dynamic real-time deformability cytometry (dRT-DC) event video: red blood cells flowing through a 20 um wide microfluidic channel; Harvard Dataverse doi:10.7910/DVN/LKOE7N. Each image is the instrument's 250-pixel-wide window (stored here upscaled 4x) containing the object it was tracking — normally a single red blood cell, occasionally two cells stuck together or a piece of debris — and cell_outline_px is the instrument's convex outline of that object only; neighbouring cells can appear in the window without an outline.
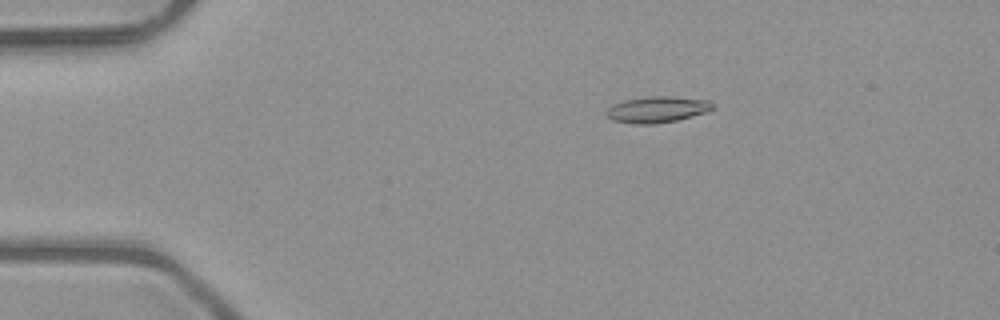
{"species": "common noctule bat (a hibernating species)", "species_latin": "Nyctalus noctula", "temperature_condition": "room temperature", "stored_images_in_passage": 7, "camera_frame_rate_fps": 3000, "um_per_image_px": 0.085, "animal": {"sex": "male", "body_mass_g": 23.1, "forearm_length_mm": 52.7}, "frame": {"image": 1, "passage_image": 3, "time_ms": 0.667, "image_size_px": [1000, 320], "cell_outline_px": [[716, 108], [708, 112], [676, 120], [656, 124], [636, 124], [612, 120], [604, 112], [612, 104], [624, 100], [652, 96], [668, 96], [708, 100]], "centroid_in_image_um": [55.86, 9.31], "position_along_channel_um": 29.1, "area_um2": 16.24}}
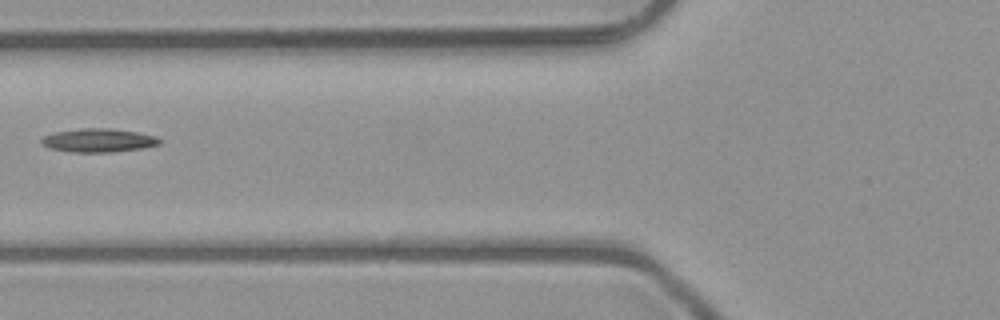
{"frame": {"image": 2, "passage_image": 6, "time_ms": 1.667, "image_size_px": [1000, 320], "cell_outline_px": [[160, 144], [140, 148], [112, 152], [72, 152], [48, 148], [40, 140], [44, 136], [56, 132], [84, 128], [108, 128], [136, 132], [156, 136], [160, 140]], "centroid_in_image_um": [8.36, 11.93], "position_along_channel_um": 117.4, "area_um2": 15.95}}
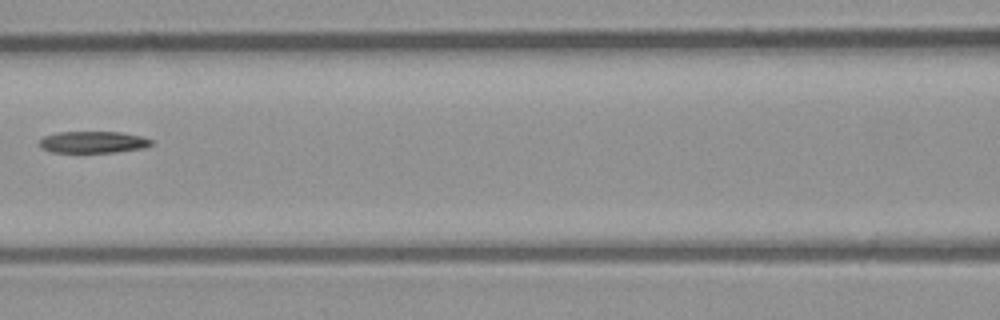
{"frame": {"image": 3, "passage_image": 7, "time_ms": 2.0, "image_size_px": [1000, 320], "cell_outline_px": [[152, 144], [144, 148], [116, 152], [52, 152], [40, 148], [40, 140], [44, 136], [56, 132], [120, 132], [140, 136], [152, 140]], "centroid_in_image_um": [7.89, 12.08], "position_along_channel_um": 158.7, "area_um2": 14.1}}